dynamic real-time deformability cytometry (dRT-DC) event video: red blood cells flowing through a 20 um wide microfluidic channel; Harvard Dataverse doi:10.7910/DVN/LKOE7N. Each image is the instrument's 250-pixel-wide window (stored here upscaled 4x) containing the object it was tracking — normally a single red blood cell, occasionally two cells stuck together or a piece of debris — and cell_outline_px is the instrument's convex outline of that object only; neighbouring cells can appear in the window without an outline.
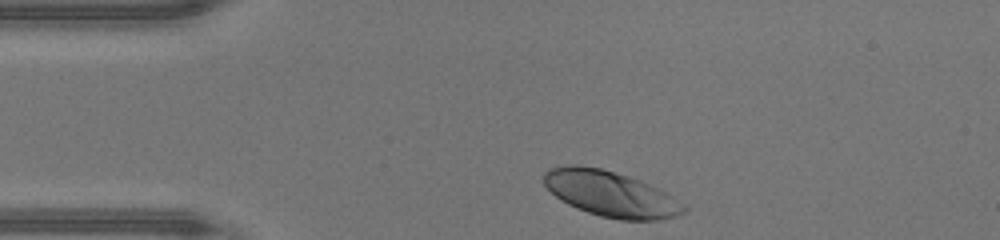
{"species": "human", "species_latin": "Homo sapiens", "temperature_condition": "warm", "stored_images_in_passage": 29, "camera_frame_rate_fps": 3000, "um_per_image_px": 0.085, "donor": {"sex": "male"}, "frame": {"image": 1, "passage_image": 1, "time_ms": 0.0, "image_size_px": [1000, 240], "cell_outline_px": [[688, 208], [684, 212], [676, 216], [656, 220], [620, 220], [600, 216], [576, 208], [560, 200], [544, 184], [544, 172], [548, 168], [572, 164], [576, 164], [600, 168], [628, 176], [648, 184], [672, 196], [684, 204]], "centroid_in_image_um": [51.88, 16.48], "position_along_channel_um": 33.1, "area_um2": 36.93}}
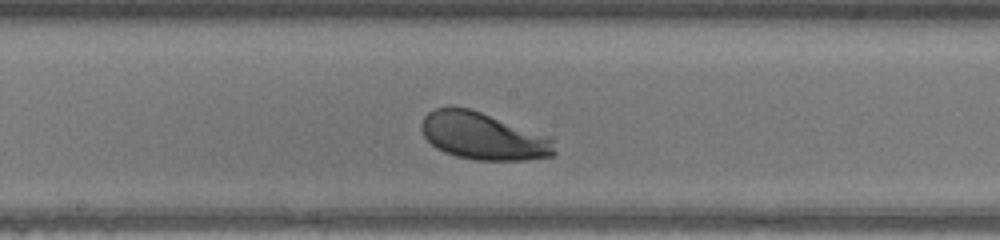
{"frame": {"image": 2, "passage_image": 16, "time_ms": 5.0, "image_size_px": [1000, 240], "cell_outline_px": [[556, 152], [552, 156], [524, 160], [476, 160], [456, 156], [444, 152], [436, 148], [424, 136], [420, 128], [420, 124], [424, 116], [428, 112], [436, 108], [468, 108], [552, 136]], "centroid_in_image_um": [41.09, 11.58], "position_along_channel_um": 207.1, "area_um2": 36.59}}
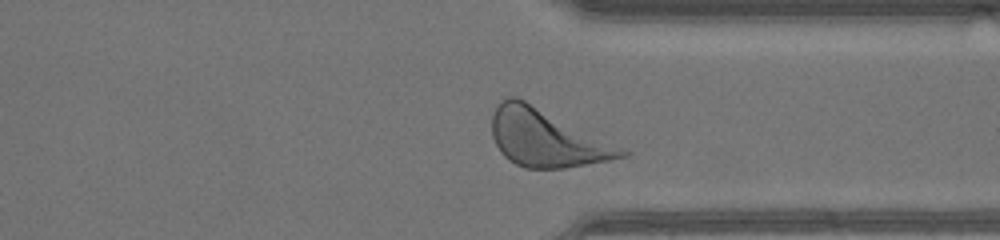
{"frame": {"image": 3, "passage_image": 27, "time_ms": 8.667, "image_size_px": [1000, 240], "cell_outline_px": [[628, 156], [608, 160], [564, 168], [524, 168], [508, 160], [500, 152], [492, 136], [492, 116], [500, 100], [508, 96], [516, 96], [624, 148], [628, 152]], "centroid_in_image_um": [46.42, 11.74], "position_along_channel_um": 365.0, "area_um2": 42.83}, "authors_computed_cell_mechanics": {"area_um2": 36.3562, "velocity_mm_per_s": 4.3379, "shape_relaxation_time_tau1_ms": 1.4041, "shape_relaxation_time_tau2_ms": null, "deformation_change_tau1": 0.1508, "deformation_change_tau2": null}}